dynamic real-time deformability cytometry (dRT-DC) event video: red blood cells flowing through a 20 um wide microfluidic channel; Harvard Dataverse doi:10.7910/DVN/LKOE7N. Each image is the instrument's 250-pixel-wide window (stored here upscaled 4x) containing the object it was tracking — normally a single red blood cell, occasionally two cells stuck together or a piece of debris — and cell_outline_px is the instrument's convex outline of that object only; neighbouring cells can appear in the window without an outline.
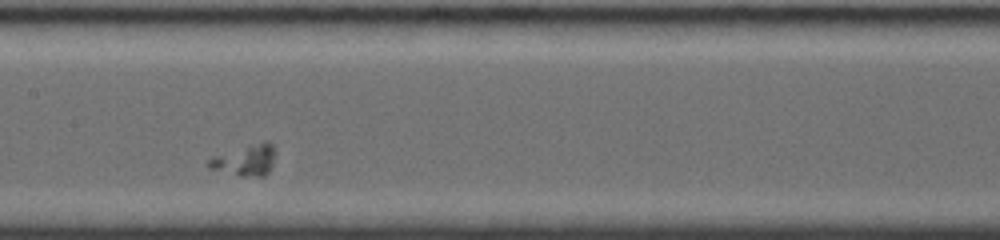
{"species": "common noctule bat (a hibernating species)", "species_latin": "Nyctalus noctula", "temperature_condition": "room temperature", "stored_images_in_passage": 41, "camera_frame_rate_fps": 4000, "um_per_image_px": 0.085, "animal": {"sex": "female", "body_mass_g": 19.0, "forearm_length_mm": 56.7}, "frame": {"image": 1, "passage_image": 16, "time_ms": 3.75, "image_size_px": [1000, 240], "cell_outline_px": [[272, 164], [268, 172], [264, 176], [240, 176], [208, 168], [208, 160], [216, 156], [248, 144], [264, 140], [268, 140], [272, 144]], "centroid_in_image_um": [20.84, 13.61], "position_along_channel_um": 186.6, "area_um2": 11.79}}
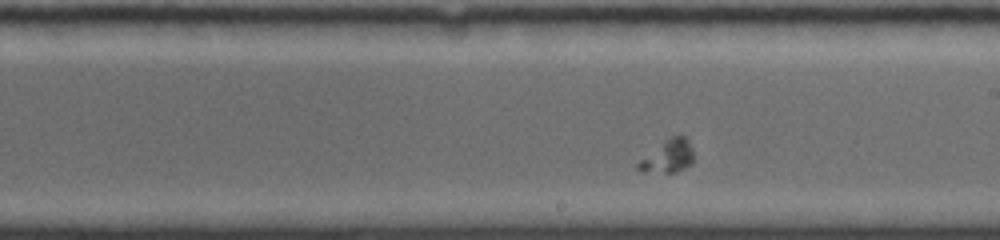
{"frame": {"image": 2, "passage_image": 21, "time_ms": 5.0, "image_size_px": [1000, 240], "cell_outline_px": [[692, 164], [676, 172], [640, 172], [636, 168], [636, 164], [640, 160], [664, 140], [672, 136], [684, 136], [688, 140], [692, 148]], "centroid_in_image_um": [56.76, 13.3], "position_along_channel_um": 232.2, "area_um2": 10.46}}